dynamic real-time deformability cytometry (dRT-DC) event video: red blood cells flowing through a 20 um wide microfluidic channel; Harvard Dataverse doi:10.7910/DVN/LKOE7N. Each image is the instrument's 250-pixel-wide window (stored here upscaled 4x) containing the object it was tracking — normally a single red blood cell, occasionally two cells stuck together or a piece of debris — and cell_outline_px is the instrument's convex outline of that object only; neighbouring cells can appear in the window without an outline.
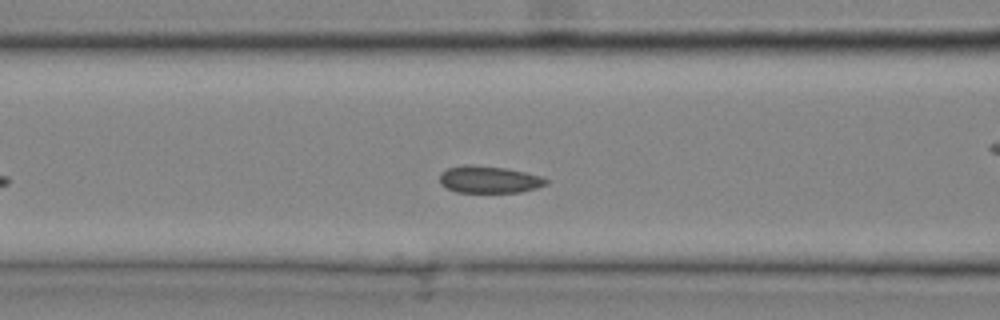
{"species": "common noctule bat (a hibernating species)", "species_latin": "Nyctalus noctula", "temperature_condition": "cold", "stored_images_in_passage": 10, "camera_frame_rate_fps": 3000, "um_per_image_px": 0.085, "animal": {"sex": "male", "body_mass_g": 20.4}, "frame": {"image": 1, "passage_image": 9, "time_ms": 2.667, "image_size_px": [1000, 320], "cell_outline_px": [[548, 184], [536, 188], [520, 192], [456, 192], [440, 184], [440, 172], [448, 168], [464, 164], [472, 164], [504, 168], [524, 172], [540, 176], [548, 180]], "centroid_in_image_um": [41.55, 15.25], "position_along_channel_um": 125.1, "area_um2": 16.76}}